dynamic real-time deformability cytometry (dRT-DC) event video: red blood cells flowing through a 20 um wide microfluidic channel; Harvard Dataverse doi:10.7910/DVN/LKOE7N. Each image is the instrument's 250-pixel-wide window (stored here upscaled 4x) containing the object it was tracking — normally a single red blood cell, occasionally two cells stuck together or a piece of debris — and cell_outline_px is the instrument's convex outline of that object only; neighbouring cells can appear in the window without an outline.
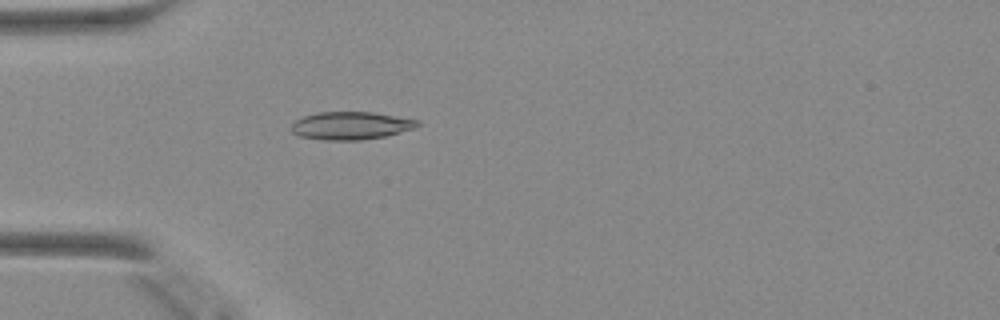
{"species": "Egyptian fruit bat (a non-hibernating species)", "species_latin": "Rousettus aegyptiacus", "temperature_condition": "warm", "stored_images_in_passage": 40, "camera_frame_rate_fps": 3000, "um_per_image_px": 0.085, "animal": {"sex": "female"}, "frame": {"image": 1, "passage_image": 6, "time_ms": 1.667, "image_size_px": [1000, 320], "cell_outline_px": [[420, 124], [412, 128], [400, 132], [384, 136], [360, 140], [324, 140], [300, 136], [292, 132], [292, 124], [296, 120], [304, 116], [316, 112], [372, 112], [420, 120]], "centroid_in_image_um": [29.81, 10.67], "position_along_channel_um": 55.2, "area_um2": 20.29}}
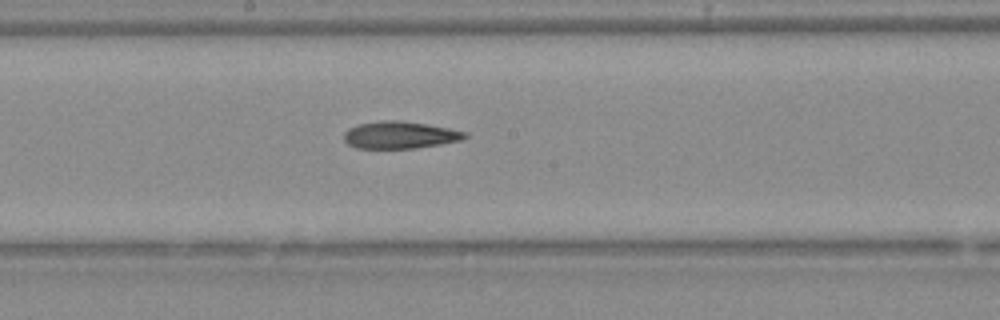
{"frame": {"image": 2, "passage_image": 18, "time_ms": 5.667, "image_size_px": [1000, 320], "cell_outline_px": [[468, 136], [460, 140], [440, 144], [416, 148], [356, 148], [348, 144], [344, 140], [344, 132], [348, 128], [356, 124], [380, 120], [400, 120], [448, 128], [468, 132]], "centroid_in_image_um": [33.95, 11.47], "position_along_channel_um": 214.2, "area_um2": 19.19}}
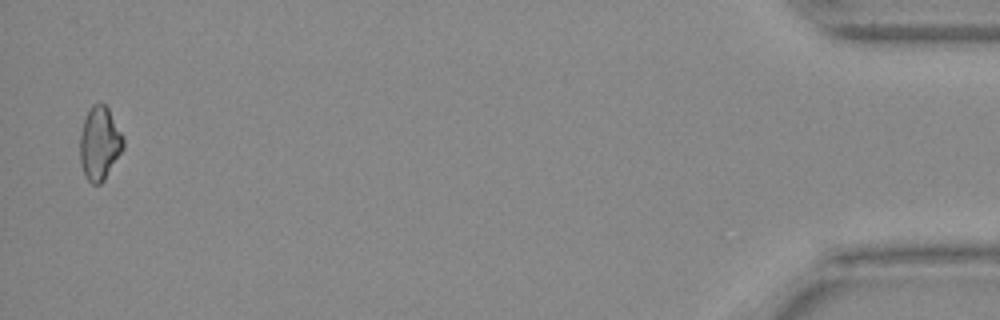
{"frame": {"image": 3, "passage_image": 39, "time_ms": 12.667, "image_size_px": [1000, 320], "cell_outline_px": [[124, 148], [104, 180], [100, 184], [92, 184], [84, 176], [80, 160], [80, 136], [84, 120], [92, 104], [104, 104], [108, 108], [124, 136]], "centroid_in_image_um": [8.48, 12.2], "position_along_channel_um": 426.7, "area_um2": 18.5}}